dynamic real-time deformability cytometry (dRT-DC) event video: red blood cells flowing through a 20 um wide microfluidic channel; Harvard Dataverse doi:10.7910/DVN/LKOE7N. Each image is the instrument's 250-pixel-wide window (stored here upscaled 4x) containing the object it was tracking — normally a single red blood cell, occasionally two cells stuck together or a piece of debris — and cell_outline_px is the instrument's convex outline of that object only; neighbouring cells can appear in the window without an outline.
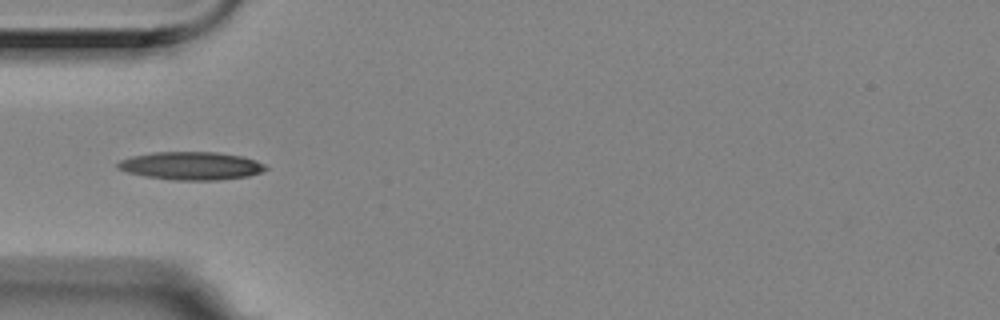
{"species": "Egyptian fruit bat (a non-hibernating species)", "species_latin": "Rousettus aegyptiacus", "temperature_condition": "room temperature", "stored_images_in_passage": 6, "camera_frame_rate_fps": 3000, "um_per_image_px": 0.085, "animal": {"sex": "female"}, "frame": {"image": 1, "passage_image": 4, "time_ms": 1.0, "image_size_px": [1000, 320], "cell_outline_px": [[268, 168], [264, 172], [248, 176], [216, 180], [172, 180], [144, 176], [128, 172], [116, 168], [116, 164], [120, 160], [132, 156], [152, 152], [216, 152], [244, 156], [256, 160], [264, 164]], "centroid_in_image_um": [16.26, 14.09], "position_along_channel_um": 68.7, "area_um2": 24.33}}
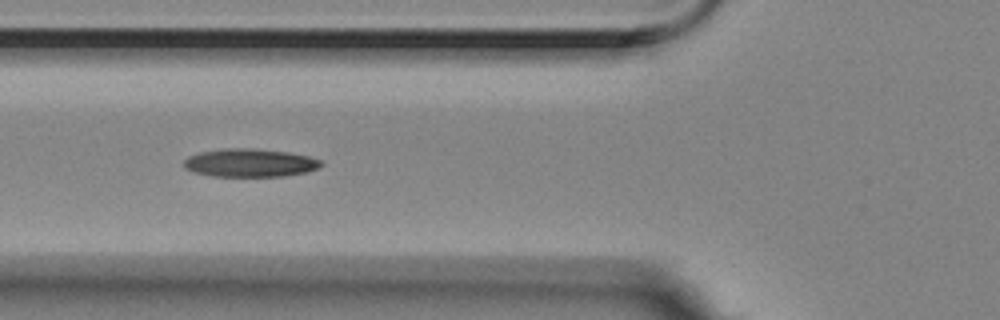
{"frame": {"image": 2, "passage_image": 5, "time_ms": 1.333, "image_size_px": [1000, 320], "cell_outline_px": [[324, 164], [320, 168], [308, 172], [284, 176], [212, 176], [196, 172], [184, 168], [184, 160], [188, 156], [200, 152], [224, 148], [252, 148], [288, 152], [308, 156], [320, 160]], "centroid_in_image_um": [21.27, 13.84], "position_along_channel_um": 104.5, "area_um2": 22.6}}
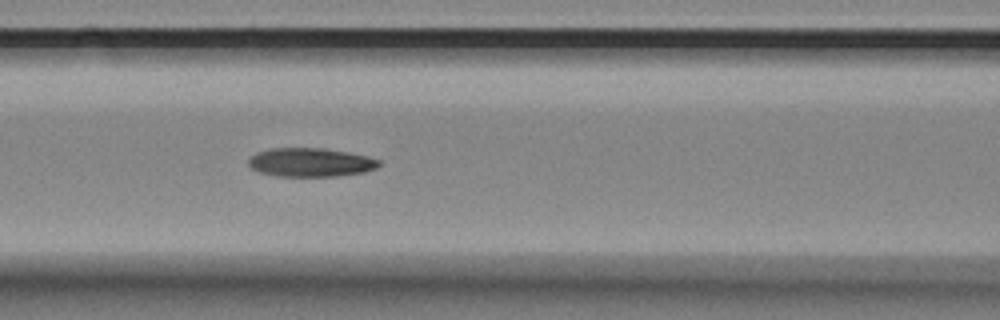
{"frame": {"image": 3, "passage_image": 6, "time_ms": 1.667, "image_size_px": [1000, 320], "cell_outline_px": [[380, 164], [376, 168], [364, 172], [336, 176], [280, 176], [260, 172], [252, 168], [248, 164], [248, 160], [256, 152], [268, 148], [324, 148], [348, 152], [368, 156], [380, 160]], "centroid_in_image_um": [26.4, 13.79], "position_along_channel_um": 140.2, "area_um2": 21.85}}